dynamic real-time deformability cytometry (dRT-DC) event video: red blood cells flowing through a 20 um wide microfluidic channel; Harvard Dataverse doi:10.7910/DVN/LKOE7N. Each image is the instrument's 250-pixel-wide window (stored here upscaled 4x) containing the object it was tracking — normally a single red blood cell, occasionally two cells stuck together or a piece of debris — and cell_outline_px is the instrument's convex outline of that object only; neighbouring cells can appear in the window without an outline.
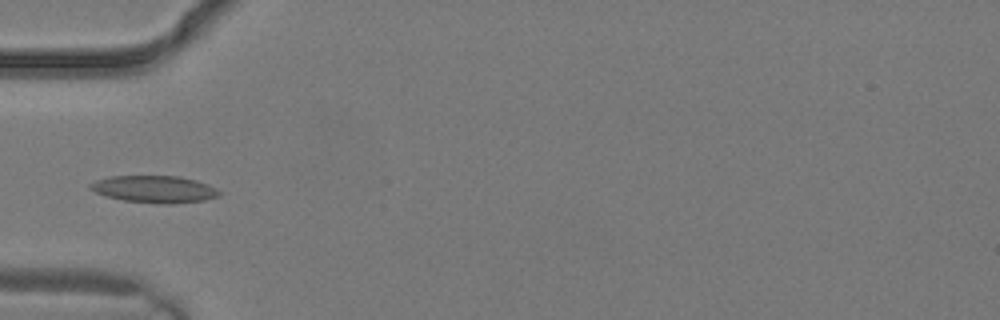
{"species": "common noctule bat (a hibernating species)", "species_latin": "Nyctalus noctula", "temperature_condition": "warm", "stored_images_in_passage": 2, "camera_frame_rate_fps": 3000, "um_per_image_px": 0.085, "animal": {"sex": "male", "body_mass_g": 19.2, "forearm_length_mm": 51.8}, "frame": {"image": 1, "passage_image": 2, "time_ms": 0.333, "image_size_px": [1000, 320], "cell_outline_px": [[220, 196], [204, 200], [168, 204], [124, 200], [108, 196], [96, 192], [88, 188], [88, 184], [96, 180], [112, 176], [180, 176], [196, 180], [208, 184], [216, 188], [220, 192]], "centroid_in_image_um": [13.14, 16.07], "position_along_channel_um": 71.9, "area_um2": 20.17}}